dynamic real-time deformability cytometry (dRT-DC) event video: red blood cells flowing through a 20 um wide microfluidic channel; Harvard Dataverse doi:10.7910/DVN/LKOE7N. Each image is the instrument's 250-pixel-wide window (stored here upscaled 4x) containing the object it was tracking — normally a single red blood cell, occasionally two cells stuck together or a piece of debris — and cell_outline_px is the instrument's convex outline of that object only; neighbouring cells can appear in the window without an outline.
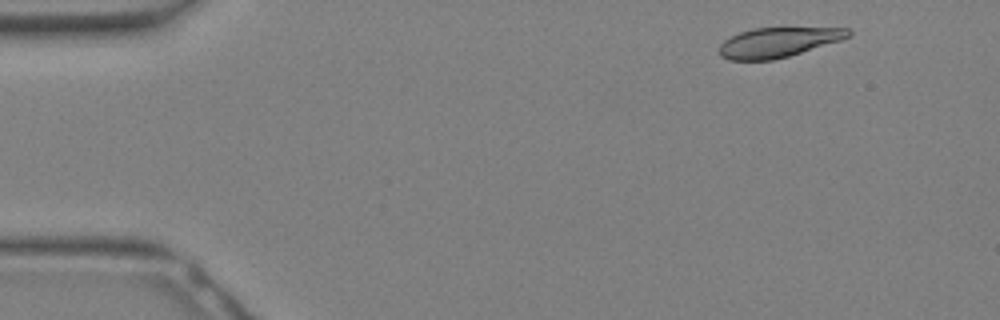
{"species": "Egyptian fruit bat (a non-hibernating species)", "species_latin": "Rousettus aegyptiacus", "temperature_condition": "warm", "stored_images_in_passage": 20, "camera_frame_rate_fps": 3000, "um_per_image_px": 0.085, "animal": {"sex": "female"}, "frame": {"image": 1, "passage_image": 2, "time_ms": 0.333, "image_size_px": [1000, 320], "cell_outline_px": [[852, 36], [840, 40], [788, 56], [772, 60], [728, 60], [720, 56], [716, 52], [716, 48], [724, 40], [740, 32], [752, 28], [848, 28], [852, 32]], "centroid_in_image_um": [66.07, 3.6], "position_along_channel_um": 18.9, "area_um2": 22.43}}
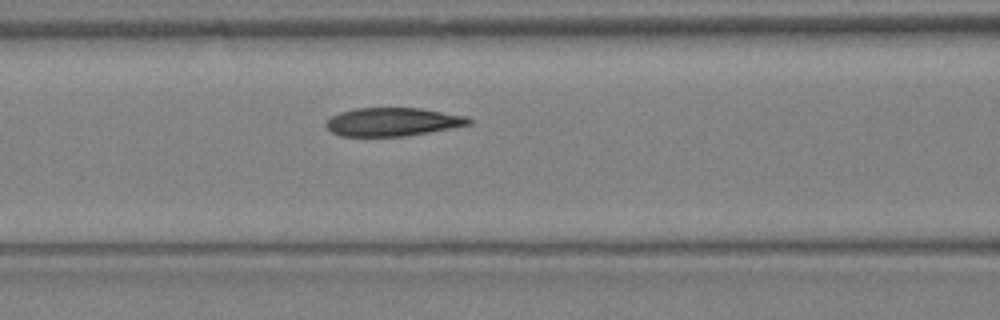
{"frame": {"image": 2, "passage_image": 12, "time_ms": 3.667, "image_size_px": [1000, 320], "cell_outline_px": [[472, 124], [428, 132], [404, 136], [340, 136], [332, 132], [324, 124], [332, 116], [340, 112], [356, 108], [420, 108], [468, 116], [472, 120]], "centroid_in_image_um": [33.39, 10.35], "position_along_channel_um": 133.2, "area_um2": 23.52}}
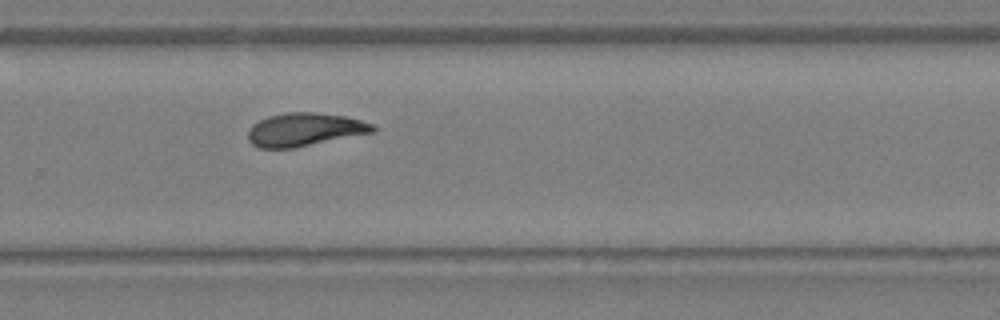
{"frame": {"image": 3, "passage_image": 20, "time_ms": 6.333, "image_size_px": [1000, 320], "cell_outline_px": [[376, 132], [296, 148], [260, 148], [252, 144], [248, 140], [248, 132], [252, 124], [268, 116], [284, 112], [316, 112], [344, 116], [360, 120], [372, 124], [376, 128]], "centroid_in_image_um": [25.9, 11.02], "position_along_channel_um": 303.9, "area_um2": 24.39}}